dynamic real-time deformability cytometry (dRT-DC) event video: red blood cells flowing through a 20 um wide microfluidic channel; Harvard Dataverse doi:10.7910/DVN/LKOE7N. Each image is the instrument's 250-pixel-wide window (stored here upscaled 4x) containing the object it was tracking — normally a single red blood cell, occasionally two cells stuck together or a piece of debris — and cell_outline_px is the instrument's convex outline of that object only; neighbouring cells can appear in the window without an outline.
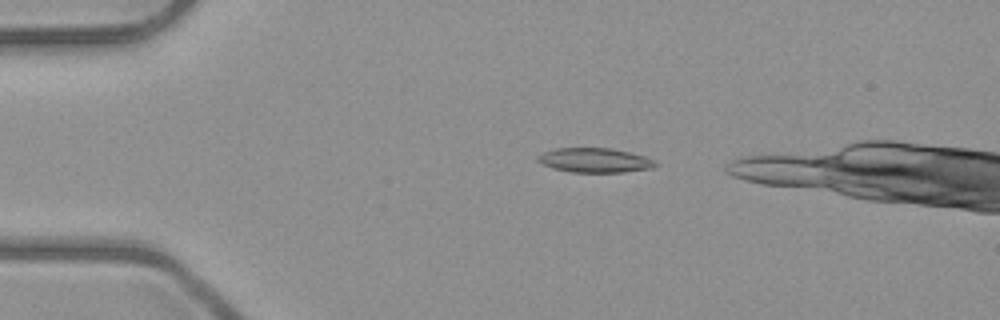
{"species": "common noctule bat (a hibernating species)", "species_latin": "Nyctalus noctula", "temperature_condition": "room temperature", "stored_images_in_passage": 3, "camera_frame_rate_fps": 3000, "um_per_image_px": 0.085, "animal": {"sex": "male", "body_mass_g": 23.1, "forearm_length_mm": 52.7}, "frame": {"image": 1, "passage_image": 1, "time_ms": 0.0, "image_size_px": [1000, 320], "cell_outline_px": [[660, 164], [652, 168], [624, 172], [572, 172], [552, 168], [536, 160], [536, 156], [544, 152], [556, 148], [612, 148], [644, 156], [656, 160]], "centroid_in_image_um": [50.58, 13.62], "position_along_channel_um": 34.4, "area_um2": 16.82}}